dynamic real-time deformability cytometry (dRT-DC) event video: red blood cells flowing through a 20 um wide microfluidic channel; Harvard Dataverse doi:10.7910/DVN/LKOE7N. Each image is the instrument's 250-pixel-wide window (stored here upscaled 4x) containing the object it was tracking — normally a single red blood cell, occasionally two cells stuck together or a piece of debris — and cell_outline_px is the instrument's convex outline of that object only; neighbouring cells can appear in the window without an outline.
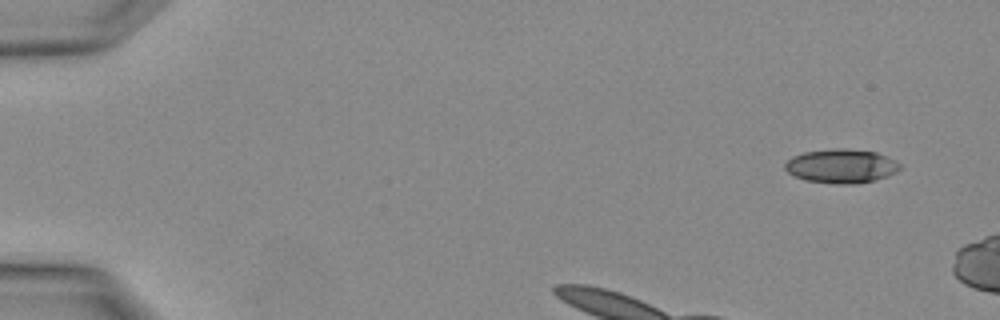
{"species": "Egyptian fruit bat (a non-hibernating species)", "species_latin": "Rousettus aegyptiacus", "temperature_condition": "warm", "stored_images_in_passage": 3, "camera_frame_rate_fps": 3000, "um_per_image_px": 0.085, "animal": {"sex": "female"}, "frame": {"image": 1, "passage_image": 1, "time_ms": 0.0, "image_size_px": [1000, 320], "cell_outline_px": [[900, 168], [896, 172], [872, 180], [852, 184], [836, 184], [804, 180], [788, 172], [784, 168], [784, 164], [792, 156], [804, 152], [832, 148], [840, 148], [876, 152], [896, 160], [900, 164]], "centroid_in_image_um": [71.47, 14.1], "position_along_channel_um": 13.5, "area_um2": 22.6}}